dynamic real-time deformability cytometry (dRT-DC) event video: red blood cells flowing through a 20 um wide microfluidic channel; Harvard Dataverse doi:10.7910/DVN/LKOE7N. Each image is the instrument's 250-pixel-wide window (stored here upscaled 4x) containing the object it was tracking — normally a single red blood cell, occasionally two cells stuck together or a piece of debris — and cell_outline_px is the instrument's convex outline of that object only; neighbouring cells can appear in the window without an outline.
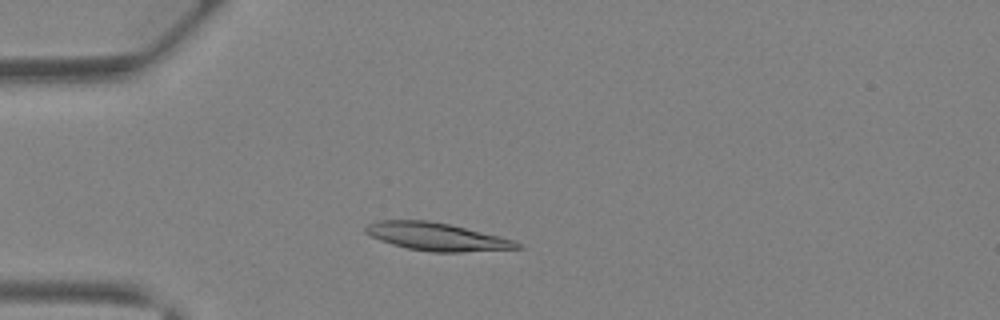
{"species": "Egyptian fruit bat (a non-hibernating species)", "species_latin": "Rousettus aegyptiacus", "temperature_condition": "warm", "stored_images_in_passage": 34, "camera_frame_rate_fps": 3000, "um_per_image_px": 0.085, "animal": {"sex": "female"}, "frame": {"image": 1, "passage_image": 8, "time_ms": 2.333, "image_size_px": [1000, 320], "cell_outline_px": [[524, 248], [460, 252], [432, 252], [408, 248], [392, 244], [380, 240], [364, 232], [364, 224], [376, 220], [428, 220], [448, 224], [500, 236], [516, 240], [524, 244]], "centroid_in_image_um": [37.13, 20.11], "position_along_channel_um": 47.9, "area_um2": 24.74}}
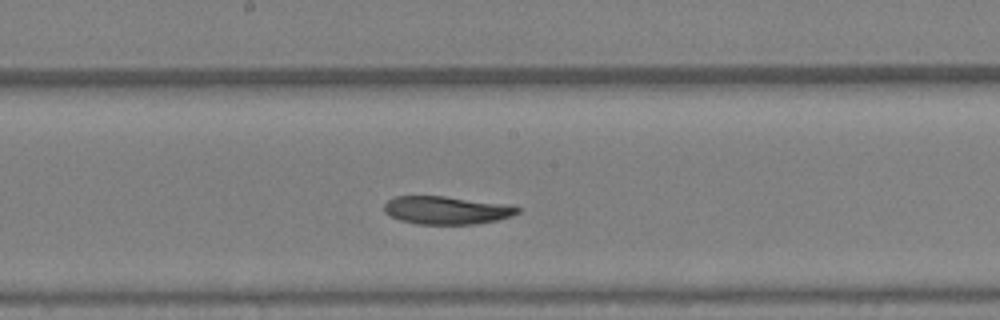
{"frame": {"image": 2, "passage_image": 19, "time_ms": 6.0, "image_size_px": [1000, 320], "cell_outline_px": [[520, 212], [512, 216], [496, 220], [476, 224], [416, 224], [400, 220], [384, 212], [384, 204], [388, 200], [396, 196], [444, 196], [516, 204], [520, 208]], "centroid_in_image_um": [38.03, 17.85], "position_along_channel_um": 210.2, "area_um2": 22.14}}
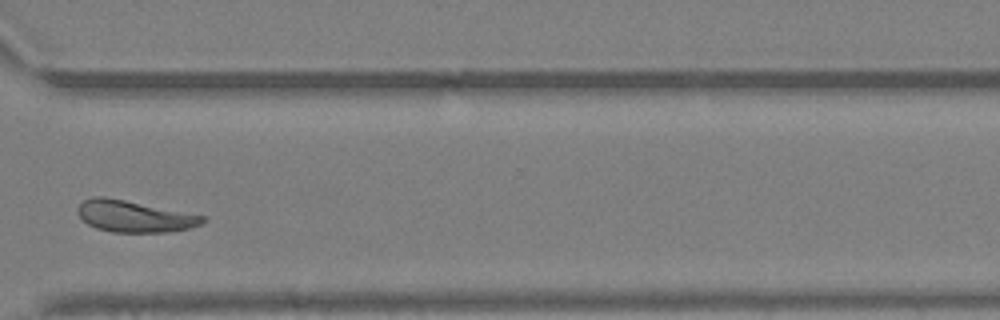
{"frame": {"image": 3, "passage_image": 28, "time_ms": 9.0, "image_size_px": [1000, 320], "cell_outline_px": [[204, 220], [200, 224], [192, 228], [168, 232], [112, 232], [96, 228], [88, 224], [76, 212], [76, 208], [84, 200], [92, 196], [104, 196], [204, 216]], "centroid_in_image_um": [11.37, 18.39], "position_along_channel_um": 359.2, "area_um2": 22.72}, "authors_computed_cell_mechanics": {"area_um2": 23.4957, "velocity_mm_per_s": 4.9611, "shape_relaxation_time_tau1_ms": 3.7031, "shape_relaxation_time_tau2_ms": null, "deformation_change_tau1": 0.1705, "deformation_change_tau2": null}}